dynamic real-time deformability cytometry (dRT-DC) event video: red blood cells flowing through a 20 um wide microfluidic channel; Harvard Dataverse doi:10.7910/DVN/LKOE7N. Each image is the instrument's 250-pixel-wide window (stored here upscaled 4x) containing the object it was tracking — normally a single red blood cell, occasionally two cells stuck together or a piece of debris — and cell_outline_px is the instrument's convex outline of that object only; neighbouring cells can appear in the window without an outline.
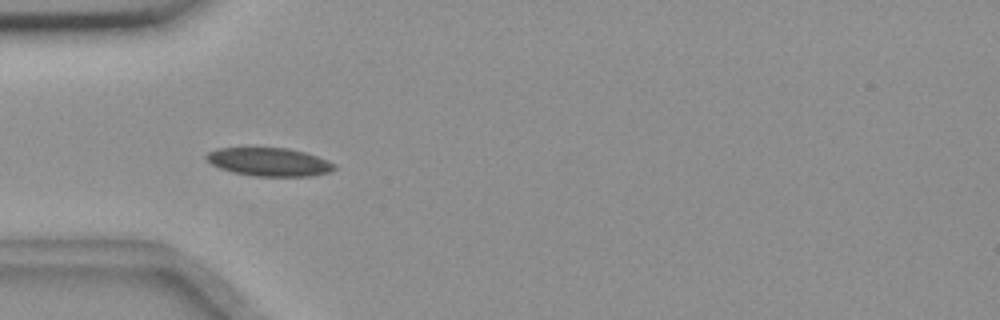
{"species": "common noctule bat (a hibernating species)", "species_latin": "Nyctalus noctula", "temperature_condition": "room temperature", "stored_images_in_passage": 43, "camera_frame_rate_fps": 3000, "um_per_image_px": 0.085, "animal": {"sex": "female", "body_mass_g": 18.4}, "frame": {"image": 1, "passage_image": 4, "time_ms": 1.0, "image_size_px": [1000, 320], "cell_outline_px": [[336, 168], [328, 172], [312, 176], [252, 176], [232, 172], [220, 168], [212, 164], [204, 156], [208, 152], [216, 148], [288, 148], [304, 152], [328, 160], [336, 164]], "centroid_in_image_um": [22.88, 13.76], "position_along_channel_um": 62.1, "area_um2": 21.1}}
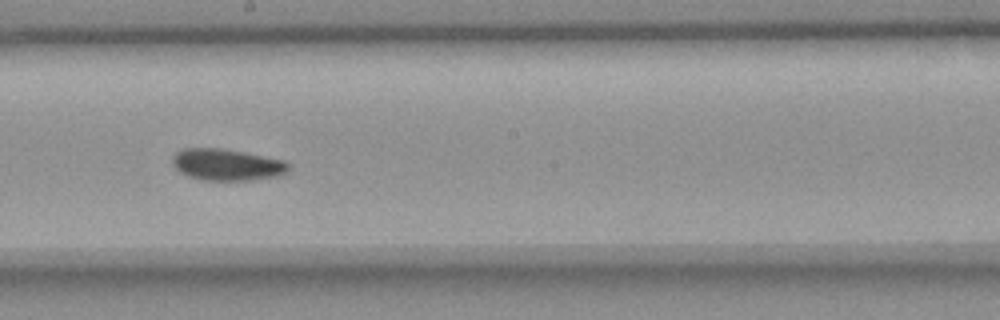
{"frame": {"image": 2, "passage_image": 18, "time_ms": 5.667, "image_size_px": [1000, 320], "cell_outline_px": [[288, 172], [280, 176], [252, 180], [200, 180], [188, 176], [180, 172], [172, 164], [172, 156], [176, 152], [184, 148], [220, 148], [244, 152], [284, 160], [288, 164]], "centroid_in_image_um": [19.27, 14.0], "position_along_channel_um": 228.9, "area_um2": 21.5}}
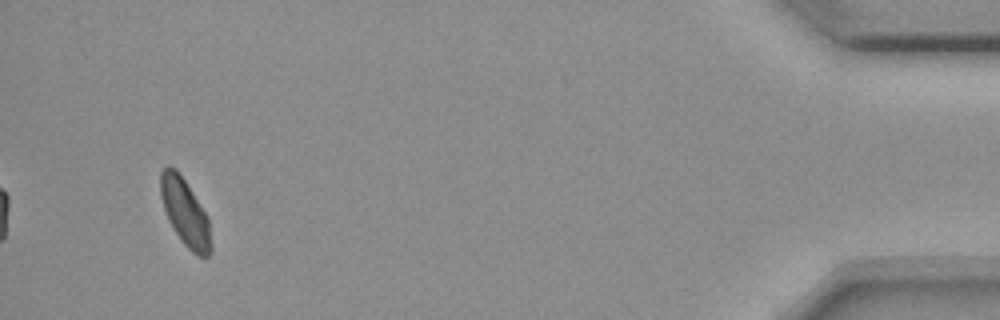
{"frame": {"image": 3, "passage_image": 40, "time_ms": 13.0, "image_size_px": [1000, 320], "cell_outline_px": [[212, 252], [204, 260], [196, 256], [184, 244], [168, 220], [160, 196], [160, 172], [168, 164], [176, 168], [208, 216], [212, 244]], "centroid_in_image_um": [15.75, 18.09], "position_along_channel_um": 419.4, "area_um2": 19.88}, "authors_computed_cell_mechanics": {"area_um2": 21.0392, "velocity_mm_per_s": 3.615, "shape_relaxation_time_tau1_ms": 4.6518, "shape_relaxation_time_tau2_ms": null, "deformation_change_tau1": 0.0805, "deformation_change_tau2": null}}